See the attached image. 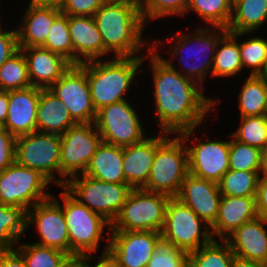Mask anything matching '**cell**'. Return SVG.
<instances>
[{"mask_svg":"<svg viewBox=\"0 0 267 267\" xmlns=\"http://www.w3.org/2000/svg\"><path fill=\"white\" fill-rule=\"evenodd\" d=\"M238 93L239 117L267 114V80L260 75H249Z\"/></svg>","mask_w":267,"mask_h":267,"instance_id":"f546056e","label":"cell"},{"mask_svg":"<svg viewBox=\"0 0 267 267\" xmlns=\"http://www.w3.org/2000/svg\"><path fill=\"white\" fill-rule=\"evenodd\" d=\"M170 196L133 188L126 202L111 223L110 231L161 232L165 222V210Z\"/></svg>","mask_w":267,"mask_h":267,"instance_id":"ba28073f","label":"cell"},{"mask_svg":"<svg viewBox=\"0 0 267 267\" xmlns=\"http://www.w3.org/2000/svg\"><path fill=\"white\" fill-rule=\"evenodd\" d=\"M157 150V134L139 143L123 147V172L132 188H143L149 179Z\"/></svg>","mask_w":267,"mask_h":267,"instance_id":"d4e9b609","label":"cell"},{"mask_svg":"<svg viewBox=\"0 0 267 267\" xmlns=\"http://www.w3.org/2000/svg\"><path fill=\"white\" fill-rule=\"evenodd\" d=\"M189 0H140V7L144 23L154 20L178 16L186 18Z\"/></svg>","mask_w":267,"mask_h":267,"instance_id":"60d3db41","label":"cell"},{"mask_svg":"<svg viewBox=\"0 0 267 267\" xmlns=\"http://www.w3.org/2000/svg\"><path fill=\"white\" fill-rule=\"evenodd\" d=\"M260 76H262L263 78H265L267 80V57H266V62H265V65L263 67V71L262 73L260 74Z\"/></svg>","mask_w":267,"mask_h":267,"instance_id":"11a10c76","label":"cell"},{"mask_svg":"<svg viewBox=\"0 0 267 267\" xmlns=\"http://www.w3.org/2000/svg\"><path fill=\"white\" fill-rule=\"evenodd\" d=\"M231 267H267V266L261 263L243 259V258H240L234 255L232 262H231Z\"/></svg>","mask_w":267,"mask_h":267,"instance_id":"816d5d0a","label":"cell"},{"mask_svg":"<svg viewBox=\"0 0 267 267\" xmlns=\"http://www.w3.org/2000/svg\"><path fill=\"white\" fill-rule=\"evenodd\" d=\"M134 105L128 100L106 105L97 110L95 126L102 142L126 147L144 140L146 134L142 120Z\"/></svg>","mask_w":267,"mask_h":267,"instance_id":"7c38bea8","label":"cell"},{"mask_svg":"<svg viewBox=\"0 0 267 267\" xmlns=\"http://www.w3.org/2000/svg\"><path fill=\"white\" fill-rule=\"evenodd\" d=\"M65 0H29L28 2L40 6H54L60 8Z\"/></svg>","mask_w":267,"mask_h":267,"instance_id":"f5cc1de1","label":"cell"},{"mask_svg":"<svg viewBox=\"0 0 267 267\" xmlns=\"http://www.w3.org/2000/svg\"><path fill=\"white\" fill-rule=\"evenodd\" d=\"M23 256L26 267H62L69 255L59 249L34 243L18 242L15 247Z\"/></svg>","mask_w":267,"mask_h":267,"instance_id":"d590c367","label":"cell"},{"mask_svg":"<svg viewBox=\"0 0 267 267\" xmlns=\"http://www.w3.org/2000/svg\"><path fill=\"white\" fill-rule=\"evenodd\" d=\"M98 257L93 255H87V267H118L115 260L109 255V253L99 254ZM97 258V259H95ZM94 261L93 262L91 261ZM96 260V261H95ZM93 263V264H92Z\"/></svg>","mask_w":267,"mask_h":267,"instance_id":"c3c4849f","label":"cell"},{"mask_svg":"<svg viewBox=\"0 0 267 267\" xmlns=\"http://www.w3.org/2000/svg\"><path fill=\"white\" fill-rule=\"evenodd\" d=\"M147 60L152 74L154 113L158 117L156 123L160 132L173 135L202 127L208 122L209 115L219 110L217 106L222 102L217 96H207L204 93L206 88L172 68L153 48L145 52Z\"/></svg>","mask_w":267,"mask_h":267,"instance_id":"6da1fadb","label":"cell"},{"mask_svg":"<svg viewBox=\"0 0 267 267\" xmlns=\"http://www.w3.org/2000/svg\"><path fill=\"white\" fill-rule=\"evenodd\" d=\"M106 0H65L60 7L61 13L67 16L93 17Z\"/></svg>","mask_w":267,"mask_h":267,"instance_id":"7bdbcfd3","label":"cell"},{"mask_svg":"<svg viewBox=\"0 0 267 267\" xmlns=\"http://www.w3.org/2000/svg\"><path fill=\"white\" fill-rule=\"evenodd\" d=\"M1 2H2V1H0V3H1ZM1 5H2V3L0 4V11H1ZM2 13H3V12L1 11V13H0V14L2 15ZM0 17L2 18V16H0ZM1 18H0V27H2V26H3V25H2V22H1Z\"/></svg>","mask_w":267,"mask_h":267,"instance_id":"9f6ffc18","label":"cell"},{"mask_svg":"<svg viewBox=\"0 0 267 267\" xmlns=\"http://www.w3.org/2000/svg\"><path fill=\"white\" fill-rule=\"evenodd\" d=\"M259 171L228 170L218 182L219 191L224 196H256Z\"/></svg>","mask_w":267,"mask_h":267,"instance_id":"e575fe53","label":"cell"},{"mask_svg":"<svg viewBox=\"0 0 267 267\" xmlns=\"http://www.w3.org/2000/svg\"><path fill=\"white\" fill-rule=\"evenodd\" d=\"M27 231V210L0 204V250L14 249Z\"/></svg>","mask_w":267,"mask_h":267,"instance_id":"4dcf8cb0","label":"cell"},{"mask_svg":"<svg viewBox=\"0 0 267 267\" xmlns=\"http://www.w3.org/2000/svg\"><path fill=\"white\" fill-rule=\"evenodd\" d=\"M60 148V135L35 131L16 137L15 161L60 188Z\"/></svg>","mask_w":267,"mask_h":267,"instance_id":"8fae6325","label":"cell"},{"mask_svg":"<svg viewBox=\"0 0 267 267\" xmlns=\"http://www.w3.org/2000/svg\"><path fill=\"white\" fill-rule=\"evenodd\" d=\"M108 253L118 267H146L161 232L110 231Z\"/></svg>","mask_w":267,"mask_h":267,"instance_id":"e0dca14e","label":"cell"},{"mask_svg":"<svg viewBox=\"0 0 267 267\" xmlns=\"http://www.w3.org/2000/svg\"><path fill=\"white\" fill-rule=\"evenodd\" d=\"M4 129V125L0 122V132Z\"/></svg>","mask_w":267,"mask_h":267,"instance_id":"6f0895ef","label":"cell"},{"mask_svg":"<svg viewBox=\"0 0 267 267\" xmlns=\"http://www.w3.org/2000/svg\"><path fill=\"white\" fill-rule=\"evenodd\" d=\"M9 105V91L0 90V122L4 125Z\"/></svg>","mask_w":267,"mask_h":267,"instance_id":"681fc988","label":"cell"},{"mask_svg":"<svg viewBox=\"0 0 267 267\" xmlns=\"http://www.w3.org/2000/svg\"><path fill=\"white\" fill-rule=\"evenodd\" d=\"M23 11L21 24H18L17 38L19 48L41 47L50 32L54 20L61 14V10L54 6H40L27 3Z\"/></svg>","mask_w":267,"mask_h":267,"instance_id":"7402d4cb","label":"cell"},{"mask_svg":"<svg viewBox=\"0 0 267 267\" xmlns=\"http://www.w3.org/2000/svg\"><path fill=\"white\" fill-rule=\"evenodd\" d=\"M26 57L31 86L48 89L71 67L64 57L43 47L19 48Z\"/></svg>","mask_w":267,"mask_h":267,"instance_id":"44dd1931","label":"cell"},{"mask_svg":"<svg viewBox=\"0 0 267 267\" xmlns=\"http://www.w3.org/2000/svg\"><path fill=\"white\" fill-rule=\"evenodd\" d=\"M61 137L60 189L74 176L84 174L102 138L95 123H77Z\"/></svg>","mask_w":267,"mask_h":267,"instance_id":"5bb4252c","label":"cell"},{"mask_svg":"<svg viewBox=\"0 0 267 267\" xmlns=\"http://www.w3.org/2000/svg\"><path fill=\"white\" fill-rule=\"evenodd\" d=\"M197 128L200 129L195 127L178 133L187 148L189 174L218 183L230 169L229 140L209 139V136L199 138L195 133Z\"/></svg>","mask_w":267,"mask_h":267,"instance_id":"9c48e42d","label":"cell"},{"mask_svg":"<svg viewBox=\"0 0 267 267\" xmlns=\"http://www.w3.org/2000/svg\"><path fill=\"white\" fill-rule=\"evenodd\" d=\"M239 118L240 124L231 135L236 140L261 150L267 144V114Z\"/></svg>","mask_w":267,"mask_h":267,"instance_id":"f35d334b","label":"cell"},{"mask_svg":"<svg viewBox=\"0 0 267 267\" xmlns=\"http://www.w3.org/2000/svg\"><path fill=\"white\" fill-rule=\"evenodd\" d=\"M258 216L256 196L234 197L222 195L217 219L210 227L214 239H225L245 222Z\"/></svg>","mask_w":267,"mask_h":267,"instance_id":"cb8c5ba5","label":"cell"},{"mask_svg":"<svg viewBox=\"0 0 267 267\" xmlns=\"http://www.w3.org/2000/svg\"><path fill=\"white\" fill-rule=\"evenodd\" d=\"M63 188L79 203L101 215L110 224L133 189L127 183H108L85 174L68 179Z\"/></svg>","mask_w":267,"mask_h":267,"instance_id":"52a82bcc","label":"cell"},{"mask_svg":"<svg viewBox=\"0 0 267 267\" xmlns=\"http://www.w3.org/2000/svg\"><path fill=\"white\" fill-rule=\"evenodd\" d=\"M196 25L197 27L193 31L187 30L188 32H183L180 30L175 34L173 33V36L166 37L167 39H158L155 41L152 38V48L172 68L204 88V81L207 82V77L212 78V66L216 45L219 39L227 32V29ZM165 43L171 44L169 50L166 49L168 58H166V55L164 58V55L161 54L163 50H160L162 49L160 47L166 45ZM174 59H176L177 67L173 63L175 61Z\"/></svg>","mask_w":267,"mask_h":267,"instance_id":"3957f363","label":"cell"},{"mask_svg":"<svg viewBox=\"0 0 267 267\" xmlns=\"http://www.w3.org/2000/svg\"><path fill=\"white\" fill-rule=\"evenodd\" d=\"M228 136L230 170L260 171L261 150L236 140L231 133Z\"/></svg>","mask_w":267,"mask_h":267,"instance_id":"ab89813d","label":"cell"},{"mask_svg":"<svg viewBox=\"0 0 267 267\" xmlns=\"http://www.w3.org/2000/svg\"><path fill=\"white\" fill-rule=\"evenodd\" d=\"M73 44V65L104 59V44L94 17L68 16Z\"/></svg>","mask_w":267,"mask_h":267,"instance_id":"603a6c76","label":"cell"},{"mask_svg":"<svg viewBox=\"0 0 267 267\" xmlns=\"http://www.w3.org/2000/svg\"><path fill=\"white\" fill-rule=\"evenodd\" d=\"M232 0H189L188 12L196 14L205 27L227 29L232 16Z\"/></svg>","mask_w":267,"mask_h":267,"instance_id":"1f68e13d","label":"cell"},{"mask_svg":"<svg viewBox=\"0 0 267 267\" xmlns=\"http://www.w3.org/2000/svg\"><path fill=\"white\" fill-rule=\"evenodd\" d=\"M41 88L30 86L9 91V105L4 128L15 137L37 131V108Z\"/></svg>","mask_w":267,"mask_h":267,"instance_id":"ffe728a7","label":"cell"},{"mask_svg":"<svg viewBox=\"0 0 267 267\" xmlns=\"http://www.w3.org/2000/svg\"><path fill=\"white\" fill-rule=\"evenodd\" d=\"M41 47L64 57L73 65V44L67 15L61 13L54 20L49 35Z\"/></svg>","mask_w":267,"mask_h":267,"instance_id":"74e56055","label":"cell"},{"mask_svg":"<svg viewBox=\"0 0 267 267\" xmlns=\"http://www.w3.org/2000/svg\"><path fill=\"white\" fill-rule=\"evenodd\" d=\"M0 267H26L22 254L16 249L0 250Z\"/></svg>","mask_w":267,"mask_h":267,"instance_id":"bcb514c9","label":"cell"},{"mask_svg":"<svg viewBox=\"0 0 267 267\" xmlns=\"http://www.w3.org/2000/svg\"><path fill=\"white\" fill-rule=\"evenodd\" d=\"M62 267H87V255L69 256Z\"/></svg>","mask_w":267,"mask_h":267,"instance_id":"f907efd6","label":"cell"},{"mask_svg":"<svg viewBox=\"0 0 267 267\" xmlns=\"http://www.w3.org/2000/svg\"><path fill=\"white\" fill-rule=\"evenodd\" d=\"M260 177H267V144L261 149Z\"/></svg>","mask_w":267,"mask_h":267,"instance_id":"db71d44e","label":"cell"},{"mask_svg":"<svg viewBox=\"0 0 267 267\" xmlns=\"http://www.w3.org/2000/svg\"><path fill=\"white\" fill-rule=\"evenodd\" d=\"M267 24V0H234L227 32H256ZM261 26V27H260Z\"/></svg>","mask_w":267,"mask_h":267,"instance_id":"f1b7e54d","label":"cell"},{"mask_svg":"<svg viewBox=\"0 0 267 267\" xmlns=\"http://www.w3.org/2000/svg\"><path fill=\"white\" fill-rule=\"evenodd\" d=\"M158 132L154 163L143 189L176 197L189 174L187 148L178 134L172 136L169 133Z\"/></svg>","mask_w":267,"mask_h":267,"instance_id":"8992f818","label":"cell"},{"mask_svg":"<svg viewBox=\"0 0 267 267\" xmlns=\"http://www.w3.org/2000/svg\"><path fill=\"white\" fill-rule=\"evenodd\" d=\"M62 189L58 196L63 201L53 193L51 196L63 208L69 234L70 256L96 255L102 240H106V244L103 245L104 250L100 254L107 253L111 224L101 215L79 203L63 187Z\"/></svg>","mask_w":267,"mask_h":267,"instance_id":"5b68a950","label":"cell"},{"mask_svg":"<svg viewBox=\"0 0 267 267\" xmlns=\"http://www.w3.org/2000/svg\"><path fill=\"white\" fill-rule=\"evenodd\" d=\"M30 86L26 57L19 49L0 67V90L11 91Z\"/></svg>","mask_w":267,"mask_h":267,"instance_id":"8d00e7d4","label":"cell"},{"mask_svg":"<svg viewBox=\"0 0 267 267\" xmlns=\"http://www.w3.org/2000/svg\"><path fill=\"white\" fill-rule=\"evenodd\" d=\"M16 137L5 128L0 132V173L15 162Z\"/></svg>","mask_w":267,"mask_h":267,"instance_id":"f6af8a7d","label":"cell"},{"mask_svg":"<svg viewBox=\"0 0 267 267\" xmlns=\"http://www.w3.org/2000/svg\"><path fill=\"white\" fill-rule=\"evenodd\" d=\"M37 131L62 135L77 124L61 100L48 89H41L37 108Z\"/></svg>","mask_w":267,"mask_h":267,"instance_id":"484cf974","label":"cell"},{"mask_svg":"<svg viewBox=\"0 0 267 267\" xmlns=\"http://www.w3.org/2000/svg\"><path fill=\"white\" fill-rule=\"evenodd\" d=\"M52 184L38 171L16 161L0 173V204L23 207L27 211L48 199Z\"/></svg>","mask_w":267,"mask_h":267,"instance_id":"4fadbf2b","label":"cell"},{"mask_svg":"<svg viewBox=\"0 0 267 267\" xmlns=\"http://www.w3.org/2000/svg\"><path fill=\"white\" fill-rule=\"evenodd\" d=\"M250 34V35H249ZM253 32H240L239 33V50L241 61L243 64V71L249 69V75H260L267 57V37L257 35L252 37ZM249 36L248 38H243ZM242 37V38H241Z\"/></svg>","mask_w":267,"mask_h":267,"instance_id":"836d02e7","label":"cell"},{"mask_svg":"<svg viewBox=\"0 0 267 267\" xmlns=\"http://www.w3.org/2000/svg\"><path fill=\"white\" fill-rule=\"evenodd\" d=\"M234 253L224 239H213L188 253V267H231Z\"/></svg>","mask_w":267,"mask_h":267,"instance_id":"d6a6232c","label":"cell"},{"mask_svg":"<svg viewBox=\"0 0 267 267\" xmlns=\"http://www.w3.org/2000/svg\"><path fill=\"white\" fill-rule=\"evenodd\" d=\"M221 196L218 183L188 174L176 198L211 227L217 219Z\"/></svg>","mask_w":267,"mask_h":267,"instance_id":"ac0fdd59","label":"cell"},{"mask_svg":"<svg viewBox=\"0 0 267 267\" xmlns=\"http://www.w3.org/2000/svg\"><path fill=\"white\" fill-rule=\"evenodd\" d=\"M256 210L258 216L267 218V177L259 178L256 194Z\"/></svg>","mask_w":267,"mask_h":267,"instance_id":"7dc6e473","label":"cell"},{"mask_svg":"<svg viewBox=\"0 0 267 267\" xmlns=\"http://www.w3.org/2000/svg\"><path fill=\"white\" fill-rule=\"evenodd\" d=\"M161 236L187 253L214 239L210 226L176 197L167 202Z\"/></svg>","mask_w":267,"mask_h":267,"instance_id":"30bf717a","label":"cell"},{"mask_svg":"<svg viewBox=\"0 0 267 267\" xmlns=\"http://www.w3.org/2000/svg\"><path fill=\"white\" fill-rule=\"evenodd\" d=\"M146 267H188V253L161 236Z\"/></svg>","mask_w":267,"mask_h":267,"instance_id":"b9f144b4","label":"cell"},{"mask_svg":"<svg viewBox=\"0 0 267 267\" xmlns=\"http://www.w3.org/2000/svg\"><path fill=\"white\" fill-rule=\"evenodd\" d=\"M31 226L38 233V241L32 243L59 249L70 256L68 229L62 206L50 196L27 211V229Z\"/></svg>","mask_w":267,"mask_h":267,"instance_id":"2e32d148","label":"cell"},{"mask_svg":"<svg viewBox=\"0 0 267 267\" xmlns=\"http://www.w3.org/2000/svg\"><path fill=\"white\" fill-rule=\"evenodd\" d=\"M19 50L17 29L0 27V67Z\"/></svg>","mask_w":267,"mask_h":267,"instance_id":"ee69618b","label":"cell"},{"mask_svg":"<svg viewBox=\"0 0 267 267\" xmlns=\"http://www.w3.org/2000/svg\"><path fill=\"white\" fill-rule=\"evenodd\" d=\"M48 90L62 101L76 123L95 122L97 111L93 106L86 70L71 65Z\"/></svg>","mask_w":267,"mask_h":267,"instance_id":"9a60e30c","label":"cell"},{"mask_svg":"<svg viewBox=\"0 0 267 267\" xmlns=\"http://www.w3.org/2000/svg\"><path fill=\"white\" fill-rule=\"evenodd\" d=\"M224 240L235 256L267 266V218L245 222Z\"/></svg>","mask_w":267,"mask_h":267,"instance_id":"d6986e66","label":"cell"},{"mask_svg":"<svg viewBox=\"0 0 267 267\" xmlns=\"http://www.w3.org/2000/svg\"><path fill=\"white\" fill-rule=\"evenodd\" d=\"M144 63L145 56L111 57L81 63L87 73L96 111L106 105L128 100V93L138 82V75H143L140 67L143 68Z\"/></svg>","mask_w":267,"mask_h":267,"instance_id":"277c9868","label":"cell"},{"mask_svg":"<svg viewBox=\"0 0 267 267\" xmlns=\"http://www.w3.org/2000/svg\"><path fill=\"white\" fill-rule=\"evenodd\" d=\"M93 17L104 44V59L144 57V49L152 48V40L143 36L147 26L140 0H106Z\"/></svg>","mask_w":267,"mask_h":267,"instance_id":"7a4b0ae2","label":"cell"},{"mask_svg":"<svg viewBox=\"0 0 267 267\" xmlns=\"http://www.w3.org/2000/svg\"><path fill=\"white\" fill-rule=\"evenodd\" d=\"M84 174L108 183H126L123 172V147L102 142Z\"/></svg>","mask_w":267,"mask_h":267,"instance_id":"4316f807","label":"cell"},{"mask_svg":"<svg viewBox=\"0 0 267 267\" xmlns=\"http://www.w3.org/2000/svg\"><path fill=\"white\" fill-rule=\"evenodd\" d=\"M243 64L239 50V32H226L218 41L212 66V79L239 76Z\"/></svg>","mask_w":267,"mask_h":267,"instance_id":"83f0119b","label":"cell"}]
</instances>
